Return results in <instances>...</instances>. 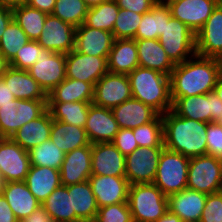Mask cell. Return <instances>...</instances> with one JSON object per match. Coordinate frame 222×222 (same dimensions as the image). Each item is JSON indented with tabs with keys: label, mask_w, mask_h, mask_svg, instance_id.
Segmentation results:
<instances>
[{
	"label": "cell",
	"mask_w": 222,
	"mask_h": 222,
	"mask_svg": "<svg viewBox=\"0 0 222 222\" xmlns=\"http://www.w3.org/2000/svg\"><path fill=\"white\" fill-rule=\"evenodd\" d=\"M12 19V6L0 3V39Z\"/></svg>",
	"instance_id": "obj_52"
},
{
	"label": "cell",
	"mask_w": 222,
	"mask_h": 222,
	"mask_svg": "<svg viewBox=\"0 0 222 222\" xmlns=\"http://www.w3.org/2000/svg\"><path fill=\"white\" fill-rule=\"evenodd\" d=\"M221 70V59L199 55L176 64L170 74L171 98L196 96L213 91Z\"/></svg>",
	"instance_id": "obj_1"
},
{
	"label": "cell",
	"mask_w": 222,
	"mask_h": 222,
	"mask_svg": "<svg viewBox=\"0 0 222 222\" xmlns=\"http://www.w3.org/2000/svg\"><path fill=\"white\" fill-rule=\"evenodd\" d=\"M19 129V110L17 105L0 107V138H11Z\"/></svg>",
	"instance_id": "obj_46"
},
{
	"label": "cell",
	"mask_w": 222,
	"mask_h": 222,
	"mask_svg": "<svg viewBox=\"0 0 222 222\" xmlns=\"http://www.w3.org/2000/svg\"><path fill=\"white\" fill-rule=\"evenodd\" d=\"M219 5L222 7V0H220Z\"/></svg>",
	"instance_id": "obj_64"
},
{
	"label": "cell",
	"mask_w": 222,
	"mask_h": 222,
	"mask_svg": "<svg viewBox=\"0 0 222 222\" xmlns=\"http://www.w3.org/2000/svg\"><path fill=\"white\" fill-rule=\"evenodd\" d=\"M56 0H28L26 4L46 14H52Z\"/></svg>",
	"instance_id": "obj_54"
},
{
	"label": "cell",
	"mask_w": 222,
	"mask_h": 222,
	"mask_svg": "<svg viewBox=\"0 0 222 222\" xmlns=\"http://www.w3.org/2000/svg\"><path fill=\"white\" fill-rule=\"evenodd\" d=\"M139 66L170 76L175 64L158 39H135Z\"/></svg>",
	"instance_id": "obj_23"
},
{
	"label": "cell",
	"mask_w": 222,
	"mask_h": 222,
	"mask_svg": "<svg viewBox=\"0 0 222 222\" xmlns=\"http://www.w3.org/2000/svg\"><path fill=\"white\" fill-rule=\"evenodd\" d=\"M127 203L136 222H156L169 210L168 197L154 183L131 184Z\"/></svg>",
	"instance_id": "obj_4"
},
{
	"label": "cell",
	"mask_w": 222,
	"mask_h": 222,
	"mask_svg": "<svg viewBox=\"0 0 222 222\" xmlns=\"http://www.w3.org/2000/svg\"><path fill=\"white\" fill-rule=\"evenodd\" d=\"M0 222H18L3 195L0 196Z\"/></svg>",
	"instance_id": "obj_53"
},
{
	"label": "cell",
	"mask_w": 222,
	"mask_h": 222,
	"mask_svg": "<svg viewBox=\"0 0 222 222\" xmlns=\"http://www.w3.org/2000/svg\"><path fill=\"white\" fill-rule=\"evenodd\" d=\"M112 143L125 157L139 148L133 134V129L128 128H120Z\"/></svg>",
	"instance_id": "obj_49"
},
{
	"label": "cell",
	"mask_w": 222,
	"mask_h": 222,
	"mask_svg": "<svg viewBox=\"0 0 222 222\" xmlns=\"http://www.w3.org/2000/svg\"><path fill=\"white\" fill-rule=\"evenodd\" d=\"M9 67V62L4 58V56L0 53V78Z\"/></svg>",
	"instance_id": "obj_58"
},
{
	"label": "cell",
	"mask_w": 222,
	"mask_h": 222,
	"mask_svg": "<svg viewBox=\"0 0 222 222\" xmlns=\"http://www.w3.org/2000/svg\"><path fill=\"white\" fill-rule=\"evenodd\" d=\"M30 165L51 167L60 170L65 153L52 140L37 145L28 151Z\"/></svg>",
	"instance_id": "obj_38"
},
{
	"label": "cell",
	"mask_w": 222,
	"mask_h": 222,
	"mask_svg": "<svg viewBox=\"0 0 222 222\" xmlns=\"http://www.w3.org/2000/svg\"><path fill=\"white\" fill-rule=\"evenodd\" d=\"M94 222L134 221L128 203H119L99 208Z\"/></svg>",
	"instance_id": "obj_44"
},
{
	"label": "cell",
	"mask_w": 222,
	"mask_h": 222,
	"mask_svg": "<svg viewBox=\"0 0 222 222\" xmlns=\"http://www.w3.org/2000/svg\"><path fill=\"white\" fill-rule=\"evenodd\" d=\"M65 66L66 54L43 49L27 71L48 94L66 78Z\"/></svg>",
	"instance_id": "obj_10"
},
{
	"label": "cell",
	"mask_w": 222,
	"mask_h": 222,
	"mask_svg": "<svg viewBox=\"0 0 222 222\" xmlns=\"http://www.w3.org/2000/svg\"><path fill=\"white\" fill-rule=\"evenodd\" d=\"M177 1H180V0H156V3L169 6Z\"/></svg>",
	"instance_id": "obj_61"
},
{
	"label": "cell",
	"mask_w": 222,
	"mask_h": 222,
	"mask_svg": "<svg viewBox=\"0 0 222 222\" xmlns=\"http://www.w3.org/2000/svg\"><path fill=\"white\" fill-rule=\"evenodd\" d=\"M171 17L169 6L156 3L143 14L134 39H158Z\"/></svg>",
	"instance_id": "obj_34"
},
{
	"label": "cell",
	"mask_w": 222,
	"mask_h": 222,
	"mask_svg": "<svg viewBox=\"0 0 222 222\" xmlns=\"http://www.w3.org/2000/svg\"><path fill=\"white\" fill-rule=\"evenodd\" d=\"M138 147H164L162 115L152 122L133 128Z\"/></svg>",
	"instance_id": "obj_41"
},
{
	"label": "cell",
	"mask_w": 222,
	"mask_h": 222,
	"mask_svg": "<svg viewBox=\"0 0 222 222\" xmlns=\"http://www.w3.org/2000/svg\"><path fill=\"white\" fill-rule=\"evenodd\" d=\"M12 13L13 20L22 28L29 40L37 41L48 14L26 3L12 6Z\"/></svg>",
	"instance_id": "obj_36"
},
{
	"label": "cell",
	"mask_w": 222,
	"mask_h": 222,
	"mask_svg": "<svg viewBox=\"0 0 222 222\" xmlns=\"http://www.w3.org/2000/svg\"><path fill=\"white\" fill-rule=\"evenodd\" d=\"M28 0H0V3L9 5V6H15V5H19V4H24L26 3Z\"/></svg>",
	"instance_id": "obj_59"
},
{
	"label": "cell",
	"mask_w": 222,
	"mask_h": 222,
	"mask_svg": "<svg viewBox=\"0 0 222 222\" xmlns=\"http://www.w3.org/2000/svg\"><path fill=\"white\" fill-rule=\"evenodd\" d=\"M121 9L131 10L138 14L149 12L156 4V0H114Z\"/></svg>",
	"instance_id": "obj_50"
},
{
	"label": "cell",
	"mask_w": 222,
	"mask_h": 222,
	"mask_svg": "<svg viewBox=\"0 0 222 222\" xmlns=\"http://www.w3.org/2000/svg\"><path fill=\"white\" fill-rule=\"evenodd\" d=\"M30 166L28 151L11 138H0V174L5 182L25 181Z\"/></svg>",
	"instance_id": "obj_13"
},
{
	"label": "cell",
	"mask_w": 222,
	"mask_h": 222,
	"mask_svg": "<svg viewBox=\"0 0 222 222\" xmlns=\"http://www.w3.org/2000/svg\"><path fill=\"white\" fill-rule=\"evenodd\" d=\"M216 95L222 100V70L219 73L216 85L213 89Z\"/></svg>",
	"instance_id": "obj_57"
},
{
	"label": "cell",
	"mask_w": 222,
	"mask_h": 222,
	"mask_svg": "<svg viewBox=\"0 0 222 222\" xmlns=\"http://www.w3.org/2000/svg\"><path fill=\"white\" fill-rule=\"evenodd\" d=\"M52 117L47 109L40 117L21 126L11 139L24 150L29 151L50 139Z\"/></svg>",
	"instance_id": "obj_26"
},
{
	"label": "cell",
	"mask_w": 222,
	"mask_h": 222,
	"mask_svg": "<svg viewBox=\"0 0 222 222\" xmlns=\"http://www.w3.org/2000/svg\"><path fill=\"white\" fill-rule=\"evenodd\" d=\"M114 40L113 33L88 27L83 23L75 29L74 50L108 59Z\"/></svg>",
	"instance_id": "obj_20"
},
{
	"label": "cell",
	"mask_w": 222,
	"mask_h": 222,
	"mask_svg": "<svg viewBox=\"0 0 222 222\" xmlns=\"http://www.w3.org/2000/svg\"><path fill=\"white\" fill-rule=\"evenodd\" d=\"M66 78L95 83L108 72L107 58L85 55L76 50L66 54Z\"/></svg>",
	"instance_id": "obj_12"
},
{
	"label": "cell",
	"mask_w": 222,
	"mask_h": 222,
	"mask_svg": "<svg viewBox=\"0 0 222 222\" xmlns=\"http://www.w3.org/2000/svg\"><path fill=\"white\" fill-rule=\"evenodd\" d=\"M187 188L207 195L222 191V160L209 155L191 157Z\"/></svg>",
	"instance_id": "obj_7"
},
{
	"label": "cell",
	"mask_w": 222,
	"mask_h": 222,
	"mask_svg": "<svg viewBox=\"0 0 222 222\" xmlns=\"http://www.w3.org/2000/svg\"><path fill=\"white\" fill-rule=\"evenodd\" d=\"M92 102H47L53 120L84 128Z\"/></svg>",
	"instance_id": "obj_35"
},
{
	"label": "cell",
	"mask_w": 222,
	"mask_h": 222,
	"mask_svg": "<svg viewBox=\"0 0 222 222\" xmlns=\"http://www.w3.org/2000/svg\"><path fill=\"white\" fill-rule=\"evenodd\" d=\"M132 98L150 106L159 115L172 108L170 76L138 66L128 74Z\"/></svg>",
	"instance_id": "obj_3"
},
{
	"label": "cell",
	"mask_w": 222,
	"mask_h": 222,
	"mask_svg": "<svg viewBox=\"0 0 222 222\" xmlns=\"http://www.w3.org/2000/svg\"><path fill=\"white\" fill-rule=\"evenodd\" d=\"M25 183L34 197L42 203L61 185L60 170L31 165Z\"/></svg>",
	"instance_id": "obj_29"
},
{
	"label": "cell",
	"mask_w": 222,
	"mask_h": 222,
	"mask_svg": "<svg viewBox=\"0 0 222 222\" xmlns=\"http://www.w3.org/2000/svg\"><path fill=\"white\" fill-rule=\"evenodd\" d=\"M132 98L128 75L107 72L94 85L93 104L112 109Z\"/></svg>",
	"instance_id": "obj_11"
},
{
	"label": "cell",
	"mask_w": 222,
	"mask_h": 222,
	"mask_svg": "<svg viewBox=\"0 0 222 222\" xmlns=\"http://www.w3.org/2000/svg\"><path fill=\"white\" fill-rule=\"evenodd\" d=\"M143 14L119 8L113 27L114 39H134Z\"/></svg>",
	"instance_id": "obj_42"
},
{
	"label": "cell",
	"mask_w": 222,
	"mask_h": 222,
	"mask_svg": "<svg viewBox=\"0 0 222 222\" xmlns=\"http://www.w3.org/2000/svg\"><path fill=\"white\" fill-rule=\"evenodd\" d=\"M19 128L40 117L47 110V100L18 99Z\"/></svg>",
	"instance_id": "obj_45"
},
{
	"label": "cell",
	"mask_w": 222,
	"mask_h": 222,
	"mask_svg": "<svg viewBox=\"0 0 222 222\" xmlns=\"http://www.w3.org/2000/svg\"><path fill=\"white\" fill-rule=\"evenodd\" d=\"M199 222H222V191L207 195Z\"/></svg>",
	"instance_id": "obj_47"
},
{
	"label": "cell",
	"mask_w": 222,
	"mask_h": 222,
	"mask_svg": "<svg viewBox=\"0 0 222 222\" xmlns=\"http://www.w3.org/2000/svg\"><path fill=\"white\" fill-rule=\"evenodd\" d=\"M26 222H54L51 215L43 208L42 205L37 207L35 211L25 219Z\"/></svg>",
	"instance_id": "obj_55"
},
{
	"label": "cell",
	"mask_w": 222,
	"mask_h": 222,
	"mask_svg": "<svg viewBox=\"0 0 222 222\" xmlns=\"http://www.w3.org/2000/svg\"><path fill=\"white\" fill-rule=\"evenodd\" d=\"M156 222H183L177 214L167 211L161 218Z\"/></svg>",
	"instance_id": "obj_56"
},
{
	"label": "cell",
	"mask_w": 222,
	"mask_h": 222,
	"mask_svg": "<svg viewBox=\"0 0 222 222\" xmlns=\"http://www.w3.org/2000/svg\"><path fill=\"white\" fill-rule=\"evenodd\" d=\"M41 205L54 222H81L72 210L71 194L65 185L57 187Z\"/></svg>",
	"instance_id": "obj_33"
},
{
	"label": "cell",
	"mask_w": 222,
	"mask_h": 222,
	"mask_svg": "<svg viewBox=\"0 0 222 222\" xmlns=\"http://www.w3.org/2000/svg\"><path fill=\"white\" fill-rule=\"evenodd\" d=\"M158 40L175 65L196 55L195 33L176 18L169 19Z\"/></svg>",
	"instance_id": "obj_6"
},
{
	"label": "cell",
	"mask_w": 222,
	"mask_h": 222,
	"mask_svg": "<svg viewBox=\"0 0 222 222\" xmlns=\"http://www.w3.org/2000/svg\"><path fill=\"white\" fill-rule=\"evenodd\" d=\"M50 140L65 154L90 144L84 128L53 119Z\"/></svg>",
	"instance_id": "obj_31"
},
{
	"label": "cell",
	"mask_w": 222,
	"mask_h": 222,
	"mask_svg": "<svg viewBox=\"0 0 222 222\" xmlns=\"http://www.w3.org/2000/svg\"><path fill=\"white\" fill-rule=\"evenodd\" d=\"M91 175V143L65 154L60 169L62 185L69 186L87 181Z\"/></svg>",
	"instance_id": "obj_21"
},
{
	"label": "cell",
	"mask_w": 222,
	"mask_h": 222,
	"mask_svg": "<svg viewBox=\"0 0 222 222\" xmlns=\"http://www.w3.org/2000/svg\"><path fill=\"white\" fill-rule=\"evenodd\" d=\"M71 194L72 210L81 222H94L98 205L89 181L66 186Z\"/></svg>",
	"instance_id": "obj_30"
},
{
	"label": "cell",
	"mask_w": 222,
	"mask_h": 222,
	"mask_svg": "<svg viewBox=\"0 0 222 222\" xmlns=\"http://www.w3.org/2000/svg\"><path fill=\"white\" fill-rule=\"evenodd\" d=\"M218 125L222 126V113L220 117L215 121Z\"/></svg>",
	"instance_id": "obj_63"
},
{
	"label": "cell",
	"mask_w": 222,
	"mask_h": 222,
	"mask_svg": "<svg viewBox=\"0 0 222 222\" xmlns=\"http://www.w3.org/2000/svg\"><path fill=\"white\" fill-rule=\"evenodd\" d=\"M43 49L37 41L29 40L17 51L16 56L9 62V66L16 69L27 70L36 63Z\"/></svg>",
	"instance_id": "obj_43"
},
{
	"label": "cell",
	"mask_w": 222,
	"mask_h": 222,
	"mask_svg": "<svg viewBox=\"0 0 222 222\" xmlns=\"http://www.w3.org/2000/svg\"><path fill=\"white\" fill-rule=\"evenodd\" d=\"M118 12L119 7L116 2L107 0L100 5L89 8L84 24L112 33Z\"/></svg>",
	"instance_id": "obj_37"
},
{
	"label": "cell",
	"mask_w": 222,
	"mask_h": 222,
	"mask_svg": "<svg viewBox=\"0 0 222 222\" xmlns=\"http://www.w3.org/2000/svg\"><path fill=\"white\" fill-rule=\"evenodd\" d=\"M75 29L73 25L48 14L37 42L44 49L67 54L74 49Z\"/></svg>",
	"instance_id": "obj_14"
},
{
	"label": "cell",
	"mask_w": 222,
	"mask_h": 222,
	"mask_svg": "<svg viewBox=\"0 0 222 222\" xmlns=\"http://www.w3.org/2000/svg\"><path fill=\"white\" fill-rule=\"evenodd\" d=\"M94 86L80 80L65 78L47 94V102H93Z\"/></svg>",
	"instance_id": "obj_32"
},
{
	"label": "cell",
	"mask_w": 222,
	"mask_h": 222,
	"mask_svg": "<svg viewBox=\"0 0 222 222\" xmlns=\"http://www.w3.org/2000/svg\"><path fill=\"white\" fill-rule=\"evenodd\" d=\"M171 99V111L180 117L210 123L215 122L222 113V100L214 91Z\"/></svg>",
	"instance_id": "obj_8"
},
{
	"label": "cell",
	"mask_w": 222,
	"mask_h": 222,
	"mask_svg": "<svg viewBox=\"0 0 222 222\" xmlns=\"http://www.w3.org/2000/svg\"><path fill=\"white\" fill-rule=\"evenodd\" d=\"M92 175L125 177V156L112 142L91 144Z\"/></svg>",
	"instance_id": "obj_17"
},
{
	"label": "cell",
	"mask_w": 222,
	"mask_h": 222,
	"mask_svg": "<svg viewBox=\"0 0 222 222\" xmlns=\"http://www.w3.org/2000/svg\"><path fill=\"white\" fill-rule=\"evenodd\" d=\"M164 148L139 147L125 157V177L130 185L154 182Z\"/></svg>",
	"instance_id": "obj_9"
},
{
	"label": "cell",
	"mask_w": 222,
	"mask_h": 222,
	"mask_svg": "<svg viewBox=\"0 0 222 222\" xmlns=\"http://www.w3.org/2000/svg\"><path fill=\"white\" fill-rule=\"evenodd\" d=\"M29 41L22 28L12 19L0 39V53L10 62L17 51Z\"/></svg>",
	"instance_id": "obj_40"
},
{
	"label": "cell",
	"mask_w": 222,
	"mask_h": 222,
	"mask_svg": "<svg viewBox=\"0 0 222 222\" xmlns=\"http://www.w3.org/2000/svg\"><path fill=\"white\" fill-rule=\"evenodd\" d=\"M207 194L186 188L168 196V208L184 221L199 222Z\"/></svg>",
	"instance_id": "obj_22"
},
{
	"label": "cell",
	"mask_w": 222,
	"mask_h": 222,
	"mask_svg": "<svg viewBox=\"0 0 222 222\" xmlns=\"http://www.w3.org/2000/svg\"><path fill=\"white\" fill-rule=\"evenodd\" d=\"M88 10L83 0H56L52 15L76 28L85 22Z\"/></svg>",
	"instance_id": "obj_39"
},
{
	"label": "cell",
	"mask_w": 222,
	"mask_h": 222,
	"mask_svg": "<svg viewBox=\"0 0 222 222\" xmlns=\"http://www.w3.org/2000/svg\"><path fill=\"white\" fill-rule=\"evenodd\" d=\"M220 0H180L169 5L171 16L188 26L195 34L213 13Z\"/></svg>",
	"instance_id": "obj_16"
},
{
	"label": "cell",
	"mask_w": 222,
	"mask_h": 222,
	"mask_svg": "<svg viewBox=\"0 0 222 222\" xmlns=\"http://www.w3.org/2000/svg\"><path fill=\"white\" fill-rule=\"evenodd\" d=\"M88 181L99 208L127 203L130 184L126 177L91 175Z\"/></svg>",
	"instance_id": "obj_18"
},
{
	"label": "cell",
	"mask_w": 222,
	"mask_h": 222,
	"mask_svg": "<svg viewBox=\"0 0 222 222\" xmlns=\"http://www.w3.org/2000/svg\"><path fill=\"white\" fill-rule=\"evenodd\" d=\"M4 186H5V181L3 176L0 174V196L2 195V192L4 190Z\"/></svg>",
	"instance_id": "obj_62"
},
{
	"label": "cell",
	"mask_w": 222,
	"mask_h": 222,
	"mask_svg": "<svg viewBox=\"0 0 222 222\" xmlns=\"http://www.w3.org/2000/svg\"><path fill=\"white\" fill-rule=\"evenodd\" d=\"M2 195L18 220H25L41 205L25 181L5 182Z\"/></svg>",
	"instance_id": "obj_27"
},
{
	"label": "cell",
	"mask_w": 222,
	"mask_h": 222,
	"mask_svg": "<svg viewBox=\"0 0 222 222\" xmlns=\"http://www.w3.org/2000/svg\"><path fill=\"white\" fill-rule=\"evenodd\" d=\"M91 144L112 142L119 131V125L109 108L90 104L84 127Z\"/></svg>",
	"instance_id": "obj_19"
},
{
	"label": "cell",
	"mask_w": 222,
	"mask_h": 222,
	"mask_svg": "<svg viewBox=\"0 0 222 222\" xmlns=\"http://www.w3.org/2000/svg\"><path fill=\"white\" fill-rule=\"evenodd\" d=\"M119 128L133 129L152 122L159 114L140 100L131 98L112 109Z\"/></svg>",
	"instance_id": "obj_25"
},
{
	"label": "cell",
	"mask_w": 222,
	"mask_h": 222,
	"mask_svg": "<svg viewBox=\"0 0 222 222\" xmlns=\"http://www.w3.org/2000/svg\"><path fill=\"white\" fill-rule=\"evenodd\" d=\"M108 71L128 75L139 66L135 39H115L107 59Z\"/></svg>",
	"instance_id": "obj_28"
},
{
	"label": "cell",
	"mask_w": 222,
	"mask_h": 222,
	"mask_svg": "<svg viewBox=\"0 0 222 222\" xmlns=\"http://www.w3.org/2000/svg\"><path fill=\"white\" fill-rule=\"evenodd\" d=\"M190 158L167 148L162 150L154 184L165 196L187 188Z\"/></svg>",
	"instance_id": "obj_5"
},
{
	"label": "cell",
	"mask_w": 222,
	"mask_h": 222,
	"mask_svg": "<svg viewBox=\"0 0 222 222\" xmlns=\"http://www.w3.org/2000/svg\"><path fill=\"white\" fill-rule=\"evenodd\" d=\"M2 78L16 99L47 100V94L27 70L9 66Z\"/></svg>",
	"instance_id": "obj_24"
},
{
	"label": "cell",
	"mask_w": 222,
	"mask_h": 222,
	"mask_svg": "<svg viewBox=\"0 0 222 222\" xmlns=\"http://www.w3.org/2000/svg\"><path fill=\"white\" fill-rule=\"evenodd\" d=\"M207 155L222 160V126L216 122L207 124Z\"/></svg>",
	"instance_id": "obj_48"
},
{
	"label": "cell",
	"mask_w": 222,
	"mask_h": 222,
	"mask_svg": "<svg viewBox=\"0 0 222 222\" xmlns=\"http://www.w3.org/2000/svg\"><path fill=\"white\" fill-rule=\"evenodd\" d=\"M83 1L89 8H91V7L100 5L101 3H103L107 0H83Z\"/></svg>",
	"instance_id": "obj_60"
},
{
	"label": "cell",
	"mask_w": 222,
	"mask_h": 222,
	"mask_svg": "<svg viewBox=\"0 0 222 222\" xmlns=\"http://www.w3.org/2000/svg\"><path fill=\"white\" fill-rule=\"evenodd\" d=\"M164 147L186 157L207 155V124L180 117L171 110L162 115Z\"/></svg>",
	"instance_id": "obj_2"
},
{
	"label": "cell",
	"mask_w": 222,
	"mask_h": 222,
	"mask_svg": "<svg viewBox=\"0 0 222 222\" xmlns=\"http://www.w3.org/2000/svg\"><path fill=\"white\" fill-rule=\"evenodd\" d=\"M6 105H18V99L12 94L3 78H0V107Z\"/></svg>",
	"instance_id": "obj_51"
},
{
	"label": "cell",
	"mask_w": 222,
	"mask_h": 222,
	"mask_svg": "<svg viewBox=\"0 0 222 222\" xmlns=\"http://www.w3.org/2000/svg\"><path fill=\"white\" fill-rule=\"evenodd\" d=\"M195 38L196 55L222 60V7L219 4Z\"/></svg>",
	"instance_id": "obj_15"
}]
</instances>
